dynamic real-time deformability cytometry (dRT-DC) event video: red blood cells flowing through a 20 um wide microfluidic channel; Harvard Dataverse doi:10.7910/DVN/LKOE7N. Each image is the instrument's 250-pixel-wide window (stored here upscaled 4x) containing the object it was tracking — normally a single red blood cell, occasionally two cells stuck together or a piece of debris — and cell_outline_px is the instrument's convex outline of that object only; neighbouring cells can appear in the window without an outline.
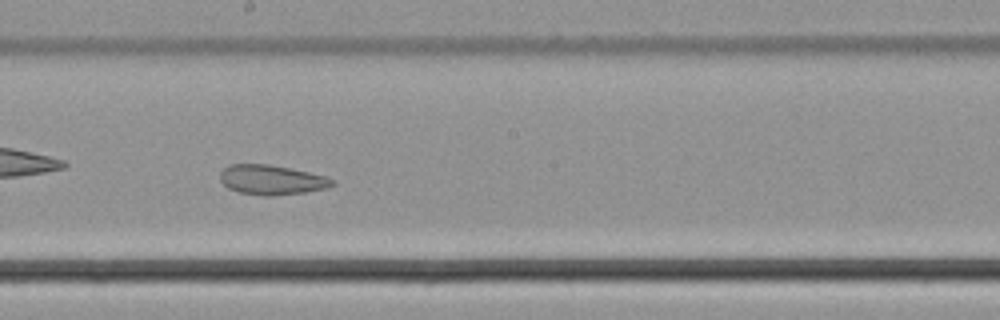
{"species": "common noctule bat (a hibernating species)", "species_latin": "Nyctalus noctula", "temperature_condition": "cold", "stored_images_in_passage": 52, "camera_frame_rate_fps": 3000, "um_per_image_px": 0.085, "animal": {"sex": "male", "body_mass_g": 21.5, "forearm_length_mm": 52.0}, "frame": {"image": 1, "passage_image": 30, "time_ms": 9.667, "image_size_px": [1000, 320], "cell_outline_px": [[336, 184], [328, 188], [304, 192], [272, 196], [264, 196], [240, 192], [228, 188], [220, 180], [220, 172], [228, 164], [268, 164], [308, 172], [324, 176], [336, 180]], "centroid_in_image_um": [23.09, 15.29], "position_along_channel_um": 225.1, "area_um2": 19.42}}